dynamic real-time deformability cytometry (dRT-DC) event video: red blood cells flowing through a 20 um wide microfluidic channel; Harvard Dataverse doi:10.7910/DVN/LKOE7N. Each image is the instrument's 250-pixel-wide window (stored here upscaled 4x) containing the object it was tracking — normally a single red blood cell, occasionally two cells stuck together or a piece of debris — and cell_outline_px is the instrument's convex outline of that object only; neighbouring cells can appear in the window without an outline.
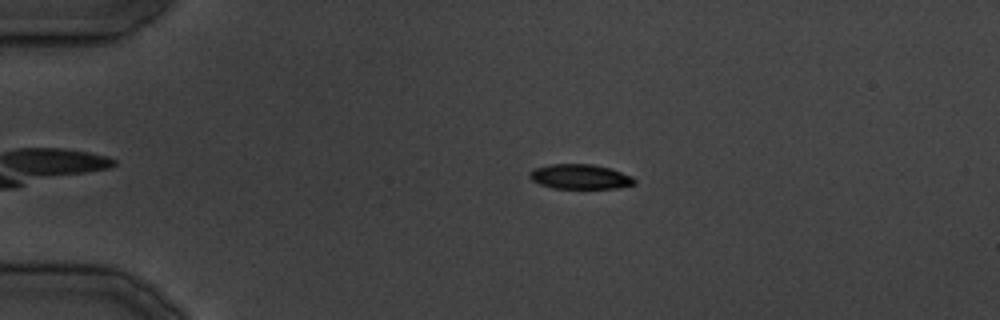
{"species": "common noctule bat (a hibernating species)", "species_latin": "Nyctalus noctula", "temperature_condition": "cold", "stored_images_in_passage": 29, "camera_frame_rate_fps": 3000, "um_per_image_px": 0.085, "animal": {"sex": "male", "body_mass_g": 19.5, "forearm_length_mm": 54.6}, "frame": {"image": 1, "passage_image": 2, "time_ms": 1.0, "image_size_px": [1000, 320], "cell_outline_px": [[636, 184], [616, 188], [552, 188], [540, 184], [532, 180], [528, 176], [528, 172], [536, 168], [548, 164], [592, 164], [608, 168], [632, 176], [636, 180]], "centroid_in_image_um": [49.29, 15.02], "position_along_channel_um": 35.7, "area_um2": 15.09}}
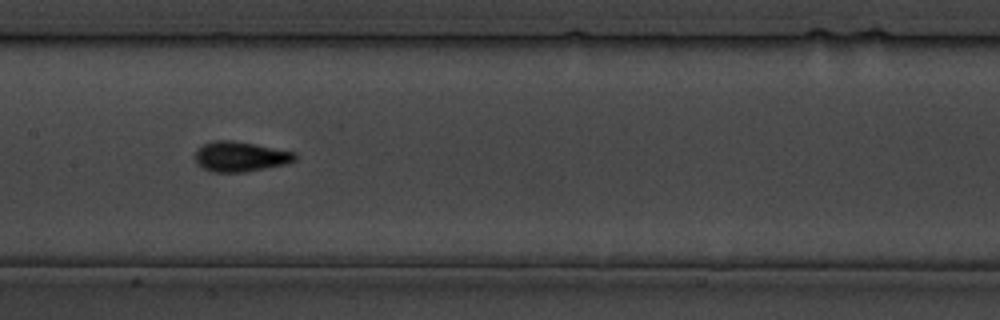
{"frame": {"image": 2, "passage_image": 12, "time_ms": 13.667, "image_size_px": [1000, 320], "cell_outline_px": [[296, 160], [284, 164], [244, 172], [212, 172], [196, 164], [196, 148], [212, 140], [232, 140], [256, 144], [296, 152]], "centroid_in_image_um": [20.41, 13.29], "position_along_channel_um": 187.0, "area_um2": 17.51}}
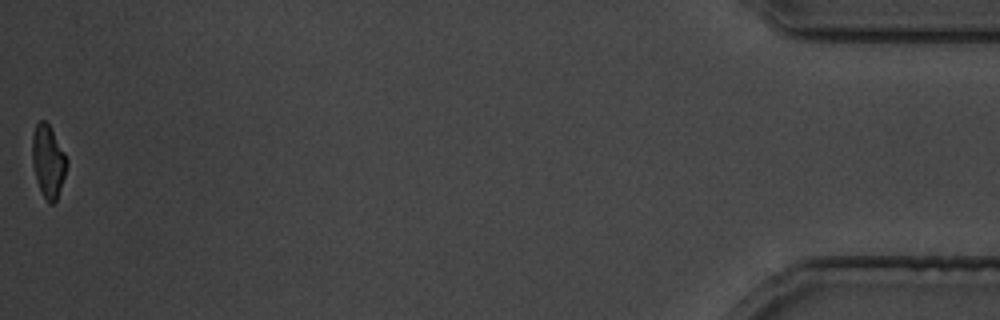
{"frame": {"image": 3, "passage_image": 29, "time_ms": 35.0, "image_size_px": [1000, 320], "cell_outline_px": [[68, 164], [56, 200], [52, 204], [48, 204], [36, 180], [32, 164], [32, 136], [36, 124], [40, 120], [44, 120], [48, 124], [64, 152], [68, 160]], "centroid_in_image_um": [4.08, 13.71], "position_along_channel_um": 431.1, "area_um2": 14.39}}